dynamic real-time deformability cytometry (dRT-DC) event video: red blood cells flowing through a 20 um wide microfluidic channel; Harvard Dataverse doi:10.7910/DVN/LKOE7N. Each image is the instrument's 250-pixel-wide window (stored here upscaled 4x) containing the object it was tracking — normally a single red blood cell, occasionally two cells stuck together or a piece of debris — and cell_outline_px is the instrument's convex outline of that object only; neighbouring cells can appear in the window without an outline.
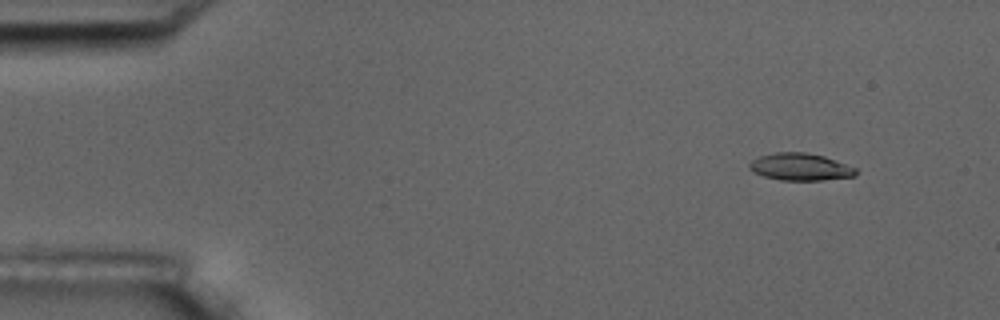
{"species": "common noctule bat (a hibernating species)", "species_latin": "Nyctalus noctula", "temperature_condition": "room temperature", "stored_images_in_passage": 7, "camera_frame_rate_fps": 3000, "um_per_image_px": 0.085, "animal": {"sex": "male", "body_mass_g": 17.5, "forearm_length_mm": 52.3}, "frame": {"image": 1, "passage_image": 1, "time_ms": 0.0, "image_size_px": [1000, 320], "cell_outline_px": [[856, 176], [820, 180], [780, 180], [764, 176], [752, 172], [748, 168], [748, 164], [752, 160], [760, 156], [776, 152], [804, 152], [824, 156], [856, 168]], "centroid_in_image_um": [67.99, 14.18], "position_along_channel_um": 17.0, "area_um2": 16.82}}
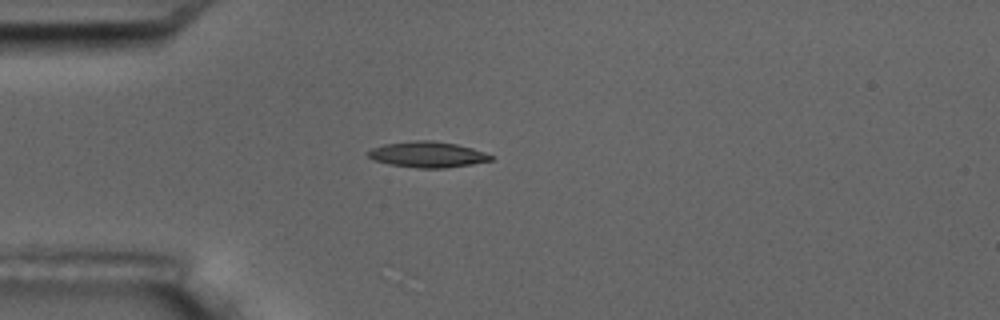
{"frame": {"image": 2, "passage_image": 4, "time_ms": 3.333, "image_size_px": [1000, 320], "cell_outline_px": [[492, 160], [472, 164], [444, 168], [420, 168], [392, 164], [372, 160], [364, 152], [372, 148], [384, 144], [416, 140], [432, 140], [456, 144], [472, 148], [484, 152], [492, 156]], "centroid_in_image_um": [36.3, 13.12], "position_along_channel_um": 48.7, "area_um2": 18.38}}